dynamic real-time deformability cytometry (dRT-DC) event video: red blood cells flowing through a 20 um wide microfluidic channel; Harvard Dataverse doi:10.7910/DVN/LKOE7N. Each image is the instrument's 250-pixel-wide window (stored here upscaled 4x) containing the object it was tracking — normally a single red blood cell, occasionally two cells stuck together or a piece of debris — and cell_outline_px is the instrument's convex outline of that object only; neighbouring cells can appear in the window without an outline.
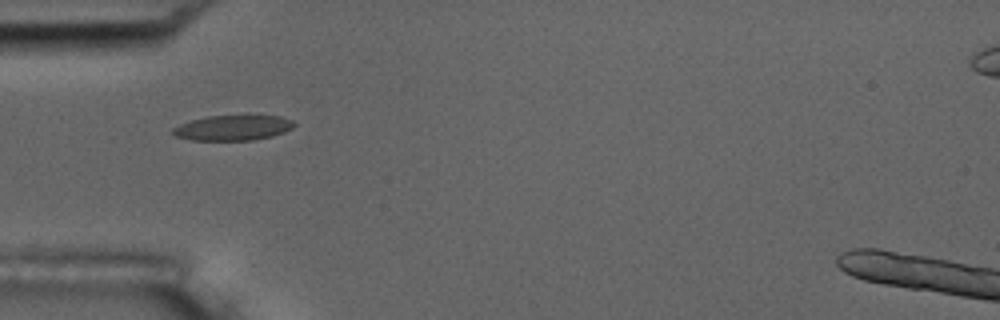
{"species": "common noctule bat (a hibernating species)", "species_latin": "Nyctalus noctula", "temperature_condition": "room temperature", "stored_images_in_passage": 16, "camera_frame_rate_fps": 3000, "um_per_image_px": 0.085, "animal": {"sex": "male", "body_mass_g": 17.5, "forearm_length_mm": 52.3}, "frame": {"image": 1, "passage_image": 5, "time_ms": 5.667, "image_size_px": [1000, 320], "cell_outline_px": [[296, 124], [292, 128], [284, 132], [272, 136], [252, 140], [192, 140], [176, 136], [168, 132], [172, 128], [180, 124], [192, 120], [208, 116], [280, 116], [292, 120]], "centroid_in_image_um": [19.77, 10.87], "position_along_channel_um": 65.2, "area_um2": 17.74}}
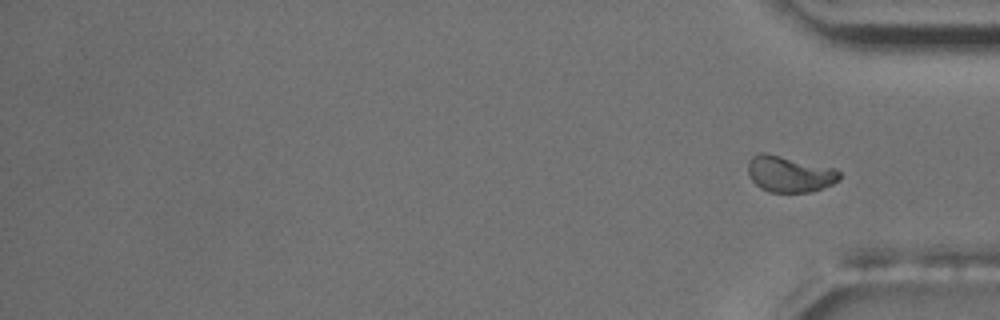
{"frame": {"image": 2, "passage_image": 16, "time_ms": 19.333, "image_size_px": [1000, 320], "cell_outline_px": [[840, 176], [832, 184], [824, 188], [812, 192], [768, 192], [760, 188], [752, 180], [748, 172], [748, 160], [752, 156], [760, 152], [764, 152], [836, 168], [840, 172]], "centroid_in_image_um": [67.1, 14.79], "position_along_channel_um": 368.1, "area_um2": 19.36}, "authors_computed_cell_mechanics": {"area_um2": 18.0047, "velocity_mm_per_s": 3.6866, "shape_relaxation_time_tau1_ms": null, "shape_relaxation_time_tau2_ms": 1.6742, "deformation_change_tau1": null, "deformation_change_tau2": 0.048}}